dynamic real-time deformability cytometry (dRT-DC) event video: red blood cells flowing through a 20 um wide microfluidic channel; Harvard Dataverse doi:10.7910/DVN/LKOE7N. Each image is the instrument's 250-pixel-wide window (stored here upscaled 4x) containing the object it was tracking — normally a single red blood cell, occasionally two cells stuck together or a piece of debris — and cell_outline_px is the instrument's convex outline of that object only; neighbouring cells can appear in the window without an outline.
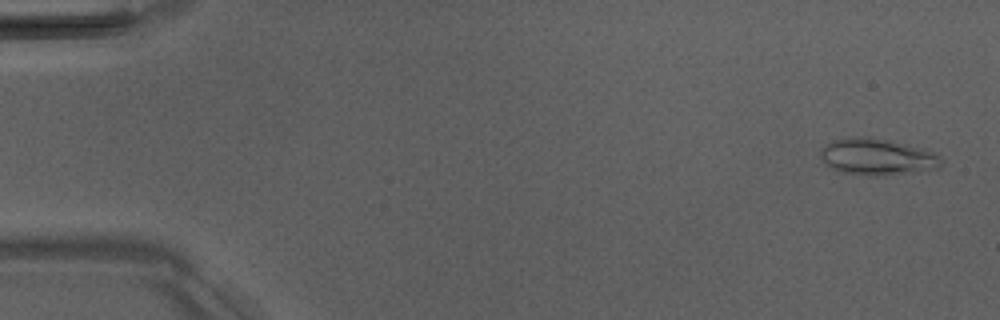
{"species": "Egyptian fruit bat (a non-hibernating species)", "species_latin": "Rousettus aegyptiacus", "temperature_condition": "room temperature", "stored_images_in_passage": 5, "camera_frame_rate_fps": 3000, "um_per_image_px": 0.085, "animal": {"sex": "male"}, "frame": {"image": 1, "passage_image": 1, "time_ms": 0.0, "image_size_px": [1000, 320], "cell_outline_px": [[940, 168], [868, 176], [840, 172], [824, 164], [820, 156], [820, 148], [832, 140], [848, 136], [868, 136], [888, 140], [924, 148], [936, 152], [940, 156]], "centroid_in_image_um": [74.49, 13.3], "position_along_channel_um": 10.5, "area_um2": 25.78}}